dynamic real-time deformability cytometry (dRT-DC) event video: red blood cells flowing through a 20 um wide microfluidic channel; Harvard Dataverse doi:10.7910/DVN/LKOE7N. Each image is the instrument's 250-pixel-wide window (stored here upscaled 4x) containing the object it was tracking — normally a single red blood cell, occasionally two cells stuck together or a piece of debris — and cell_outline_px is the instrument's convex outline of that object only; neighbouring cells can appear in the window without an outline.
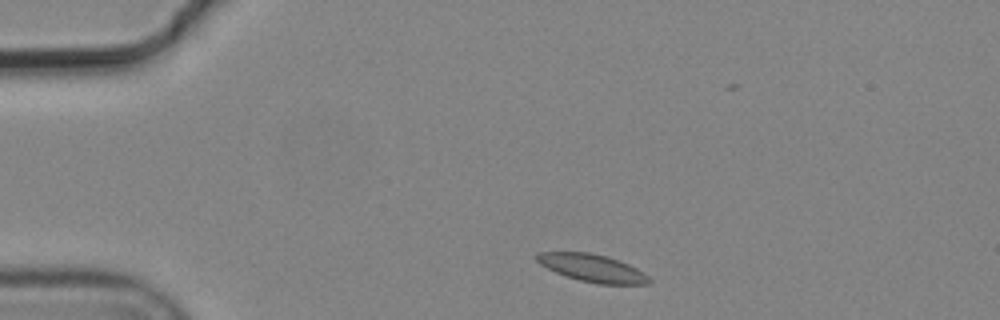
{"species": "common noctule bat (a hibernating species)", "species_latin": "Nyctalus noctula", "temperature_condition": "cold", "stored_images_in_passage": 3, "camera_frame_rate_fps": 3000, "um_per_image_px": 0.085, "animal": {"sex": "male", "body_mass_g": 19.2, "forearm_length_mm": 51.8}, "frame": {"image": 1, "passage_image": 1, "time_ms": 0.0, "image_size_px": [1000, 320], "cell_outline_px": [[652, 280], [648, 284], [600, 284], [580, 280], [556, 272], [540, 264], [536, 260], [536, 256], [540, 252], [588, 252], [604, 256], [628, 264], [636, 268], [648, 276]], "centroid_in_image_um": [50.35, 22.79], "position_along_channel_um": 34.6, "area_um2": 17.63}}